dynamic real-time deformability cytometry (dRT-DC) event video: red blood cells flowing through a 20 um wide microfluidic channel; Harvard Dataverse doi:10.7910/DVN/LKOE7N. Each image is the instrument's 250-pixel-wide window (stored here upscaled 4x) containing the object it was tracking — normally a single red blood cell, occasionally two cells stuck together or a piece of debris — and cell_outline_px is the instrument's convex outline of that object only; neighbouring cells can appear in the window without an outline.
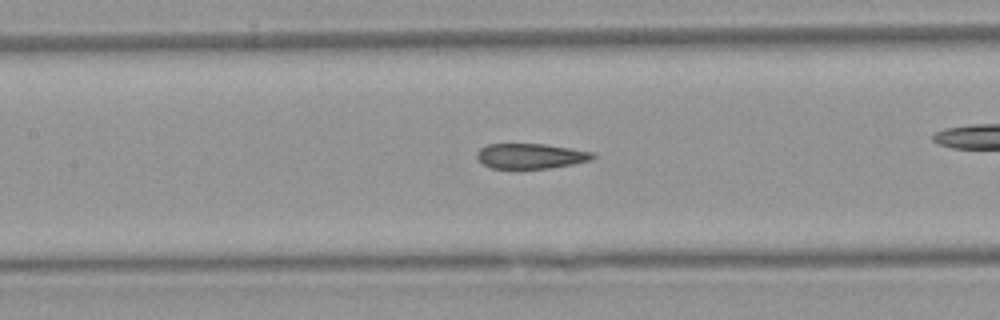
{"species": "Egyptian fruit bat (a non-hibernating species)", "species_latin": "Rousettus aegyptiacus", "temperature_condition": "warm", "stored_images_in_passage": 40, "camera_frame_rate_fps": 3000, "um_per_image_px": 0.085, "animal": {"sex": "female"}, "frame": {"image": 1, "passage_image": 23, "time_ms": 7.333, "image_size_px": [1000, 320], "cell_outline_px": [[596, 156], [592, 160], [572, 164], [548, 168], [492, 168], [484, 164], [476, 156], [476, 152], [480, 148], [488, 144], [544, 144], [572, 148], [592, 152]], "centroid_in_image_um": [45.12, 13.25], "position_along_channel_um": 162.3, "area_um2": 16.88}}
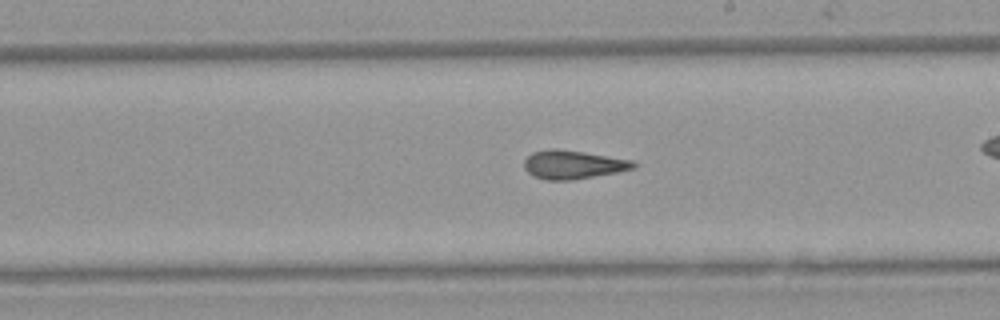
{"frame": {"image": 2, "passage_image": 29, "time_ms": 9.333, "image_size_px": [1000, 320], "cell_outline_px": [[636, 164], [632, 168], [616, 172], [572, 180], [544, 180], [528, 172], [524, 168], [524, 160], [532, 152], [552, 148], [556, 148], [584, 152], [632, 160]], "centroid_in_image_um": [48.66, 13.98], "position_along_channel_um": 240.3, "area_um2": 17.98}}